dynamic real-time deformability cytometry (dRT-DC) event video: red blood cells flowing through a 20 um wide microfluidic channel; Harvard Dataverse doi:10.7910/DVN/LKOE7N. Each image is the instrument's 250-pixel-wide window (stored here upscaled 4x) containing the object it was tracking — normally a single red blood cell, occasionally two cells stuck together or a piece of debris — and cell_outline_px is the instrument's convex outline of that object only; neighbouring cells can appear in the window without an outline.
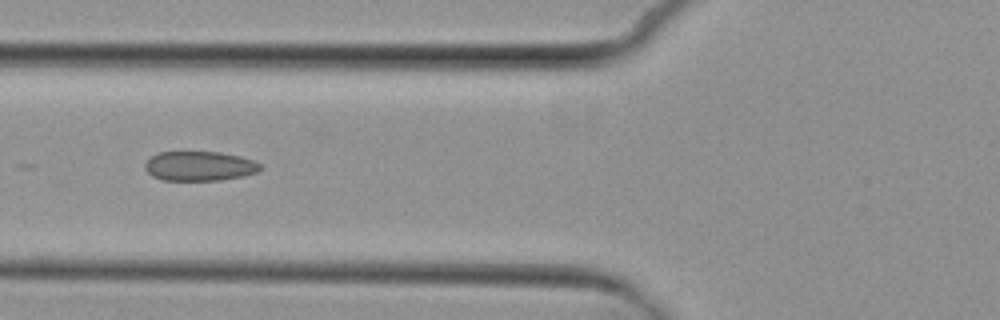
{"species": "common noctule bat (a hibernating species)", "species_latin": "Nyctalus noctula", "temperature_condition": "cold", "stored_images_in_passage": 8, "camera_frame_rate_fps": 3000, "um_per_image_px": 0.085, "animal": {"sex": "female", "body_mass_g": 29.2, "forearm_length_mm": 56.3}, "frame": {"image": 1, "passage_image": 6, "time_ms": 6.0, "image_size_px": [1000, 320], "cell_outline_px": [[264, 168], [256, 172], [244, 176], [220, 180], [160, 180], [152, 176], [144, 168], [144, 164], [152, 156], [160, 152], [220, 152], [240, 156], [252, 160], [260, 164]], "centroid_in_image_um": [16.96, 14.12], "position_along_channel_um": 108.8, "area_um2": 19.88}}
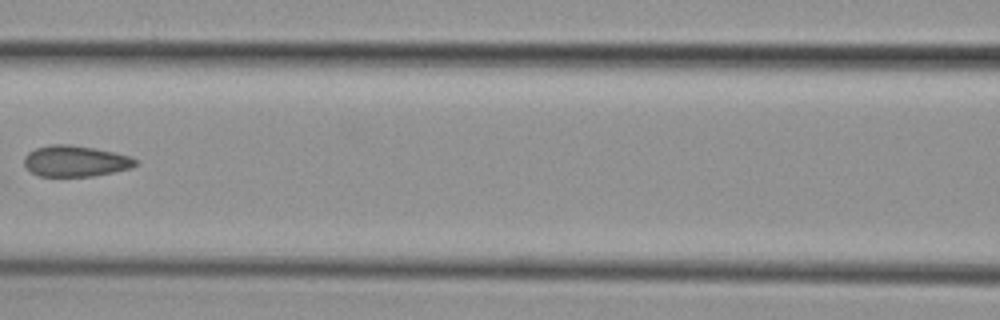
{"frame": {"image": 2, "passage_image": 7, "time_ms": 7.333, "image_size_px": [1000, 320], "cell_outline_px": [[136, 164], [132, 168], [92, 176], [40, 176], [32, 172], [24, 164], [24, 156], [28, 152], [36, 148], [48, 144], [72, 144], [96, 148], [128, 156], [136, 160]], "centroid_in_image_um": [6.37, 13.68], "position_along_channel_um": 160.2, "area_um2": 20.06}}
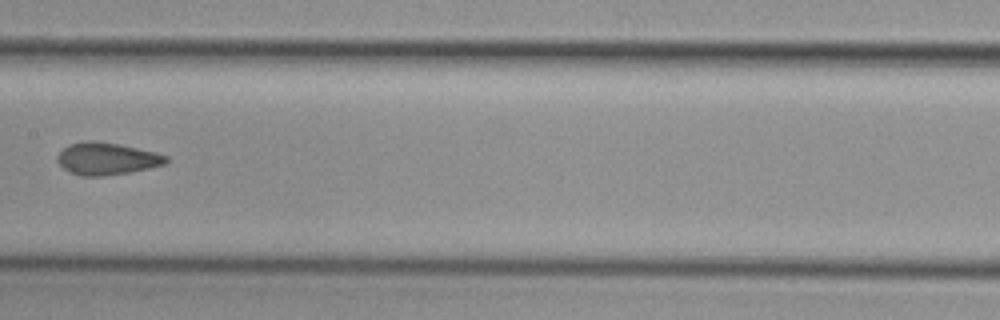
{"frame": {"image": 3, "passage_image": 8, "time_ms": 8.333, "image_size_px": [1000, 320], "cell_outline_px": [[168, 164], [128, 172], [104, 176], [80, 176], [68, 172], [56, 160], [56, 156], [68, 144], [88, 140], [120, 144], [156, 152], [168, 156]], "centroid_in_image_um": [9.08, 13.49], "position_along_channel_um": 198.3, "area_um2": 20.52}}